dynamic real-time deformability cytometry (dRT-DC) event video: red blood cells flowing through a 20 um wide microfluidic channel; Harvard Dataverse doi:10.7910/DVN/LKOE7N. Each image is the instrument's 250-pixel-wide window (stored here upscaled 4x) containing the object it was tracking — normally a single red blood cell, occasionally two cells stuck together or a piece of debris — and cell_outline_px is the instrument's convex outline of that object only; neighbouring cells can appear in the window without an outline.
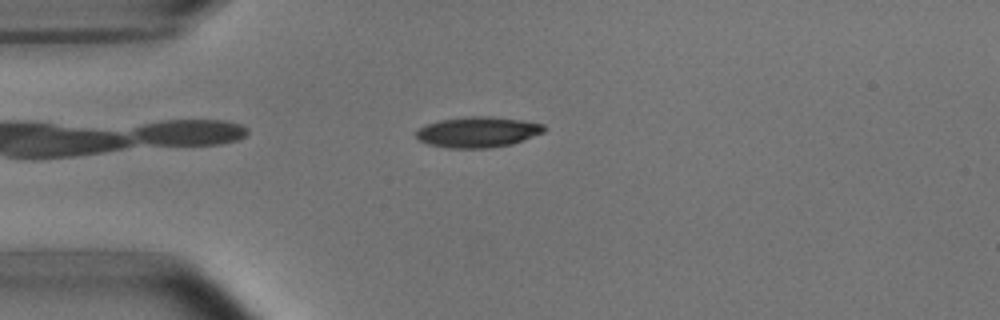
{"species": "common noctule bat (a hibernating species)", "species_latin": "Nyctalus noctula", "temperature_condition": "room temperature", "stored_images_in_passage": 4, "camera_frame_rate_fps": 3000, "um_per_image_px": 0.085, "animal": {"sex": "male", "body_mass_g": 15.6}, "frame": {"image": 1, "passage_image": 2, "time_ms": 1.667, "image_size_px": [1000, 320], "cell_outline_px": [[548, 128], [544, 132], [524, 140], [512, 144], [492, 148], [448, 148], [428, 144], [420, 140], [416, 136], [416, 132], [424, 124], [440, 120], [468, 116], [488, 116], [520, 120], [544, 124]], "centroid_in_image_um": [40.63, 11.23], "position_along_channel_um": 44.4, "area_um2": 22.95}}
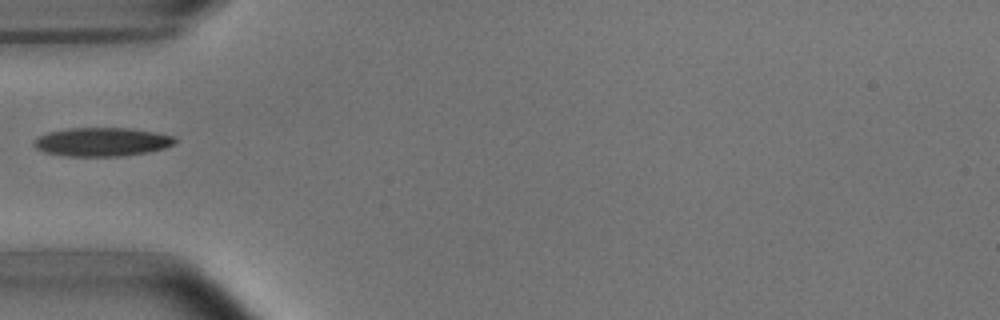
{"frame": {"image": 2, "passage_image": 3, "time_ms": 3.0, "image_size_px": [1000, 320], "cell_outline_px": [[176, 144], [164, 148], [148, 152], [120, 156], [64, 156], [44, 152], [36, 148], [32, 144], [32, 140], [48, 132], [68, 128], [128, 128], [156, 132], [176, 136]], "centroid_in_image_um": [8.67, 12.06], "position_along_channel_um": 76.3, "area_um2": 23.76}}